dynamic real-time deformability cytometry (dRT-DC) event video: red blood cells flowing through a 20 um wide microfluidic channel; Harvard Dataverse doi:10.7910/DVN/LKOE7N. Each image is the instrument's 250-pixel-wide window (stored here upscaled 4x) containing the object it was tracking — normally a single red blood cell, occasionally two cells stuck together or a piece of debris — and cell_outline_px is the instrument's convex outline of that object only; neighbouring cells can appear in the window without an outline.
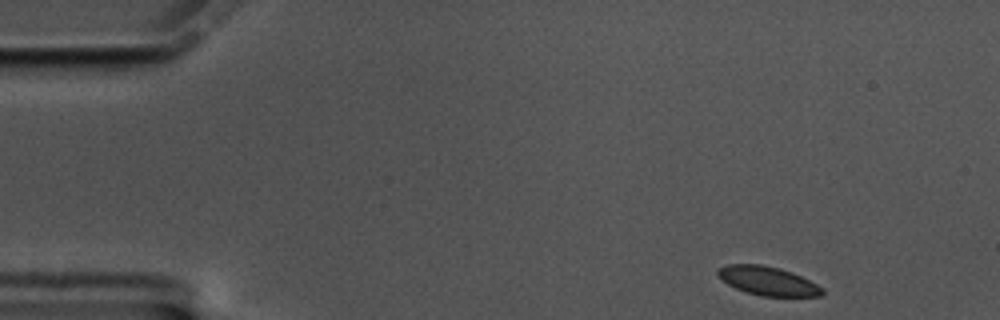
{"species": "common noctule bat (a hibernating species)", "species_latin": "Nyctalus noctula", "temperature_condition": "cold", "stored_images_in_passage": 12, "camera_frame_rate_fps": 3000, "um_per_image_px": 0.085, "animal": {"sex": "male", "body_mass_g": 17.5, "forearm_length_mm": 52.3}, "frame": {"image": 1, "passage_image": 1, "time_ms": 0.0, "image_size_px": [1000, 320], "cell_outline_px": [[824, 292], [820, 296], [760, 296], [736, 288], [728, 284], [716, 272], [720, 268], [728, 264], [760, 264], [780, 268], [792, 272], [824, 288]], "centroid_in_image_um": [65.29, 23.87], "position_along_channel_um": 19.7, "area_um2": 17.28}}
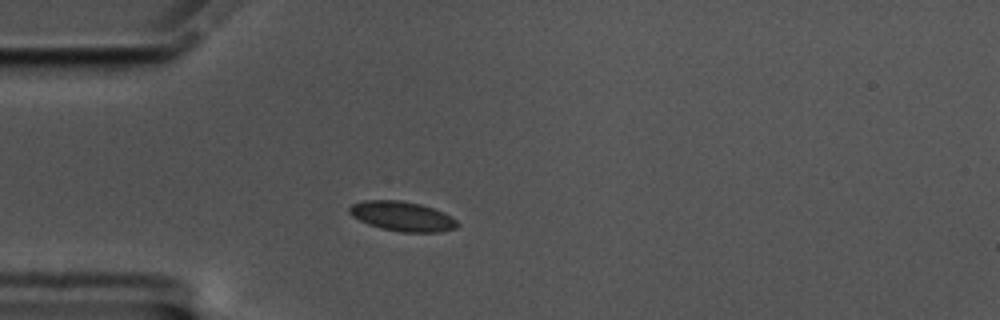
{"frame": {"image": 2, "passage_image": 11, "time_ms": 3.333, "image_size_px": [1000, 320], "cell_outline_px": [[460, 224], [456, 228], [440, 232], [400, 232], [380, 228], [368, 224], [352, 216], [348, 212], [348, 208], [352, 204], [364, 200], [400, 200], [420, 204], [432, 208], [456, 220]], "centroid_in_image_um": [34.15, 18.39], "position_along_channel_um": 50.8, "area_um2": 18.55}}